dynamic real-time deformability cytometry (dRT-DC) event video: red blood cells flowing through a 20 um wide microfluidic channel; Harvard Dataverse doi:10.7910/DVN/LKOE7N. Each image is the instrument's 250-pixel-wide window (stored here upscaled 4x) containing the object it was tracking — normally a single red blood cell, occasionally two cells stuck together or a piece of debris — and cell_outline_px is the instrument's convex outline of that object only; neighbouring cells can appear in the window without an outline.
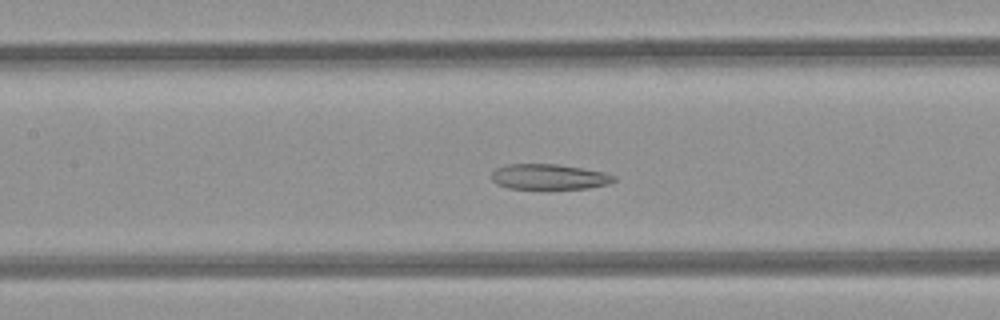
{"species": "common noctule bat (a hibernating species)", "species_latin": "Nyctalus noctula", "temperature_condition": "room temperature", "stored_images_in_passage": 47, "camera_frame_rate_fps": 3000, "um_per_image_px": 0.085, "animal": {"sex": "female", "body_mass_g": 21.9}, "frame": {"image": 1, "passage_image": 19, "time_ms": 6.0, "image_size_px": [1000, 320], "cell_outline_px": [[616, 180], [608, 184], [588, 188], [508, 188], [496, 184], [492, 180], [492, 172], [496, 168], [508, 164], [556, 164], [604, 172], [616, 176]], "centroid_in_image_um": [46.66, 15.02], "position_along_channel_um": 160.7, "area_um2": 17.92}}
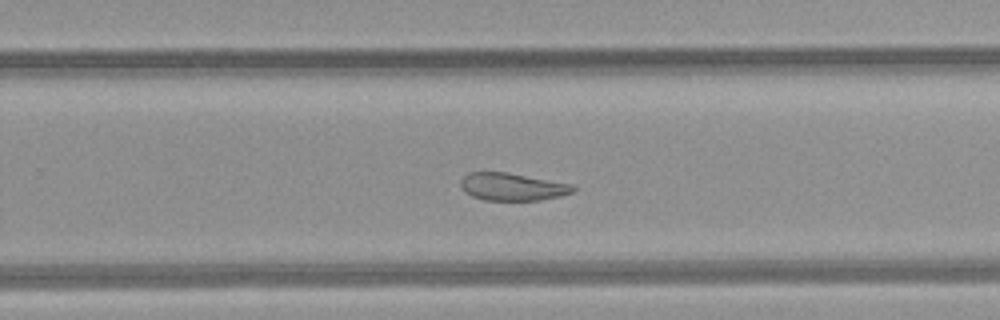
{"frame": {"image": 2, "passage_image": 28, "time_ms": 9.0, "image_size_px": [1000, 320], "cell_outline_px": [[576, 188], [572, 192], [560, 196], [540, 200], [484, 200], [472, 196], [464, 192], [460, 184], [460, 180], [468, 172], [508, 172], [572, 184]], "centroid_in_image_um": [43.52, 15.87], "position_along_channel_um": 286.3, "area_um2": 18.09}}
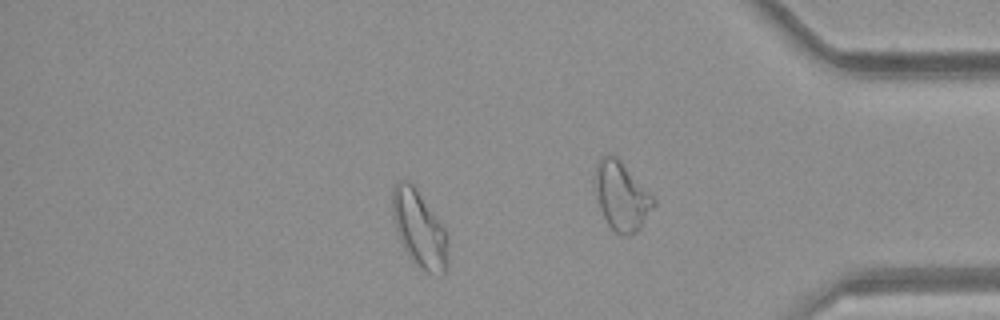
{"frame": {"image": 3, "passage_image": 39, "time_ms": 12.667, "image_size_px": [1000, 320], "cell_outline_px": [[448, 268], [444, 272], [432, 276], [416, 268], [408, 256], [396, 232], [392, 216], [392, 188], [396, 180], [412, 180], [444, 228], [448, 236]], "centroid_in_image_um": [35.63, 19.47], "position_along_channel_um": 399.6, "area_um2": 25.78}, "authors_computed_cell_mechanics": {"area_um2": 23.2356, "velocity_mm_per_s": 4.2017, "shape_relaxation_time_tau1_ms": null, "shape_relaxation_time_tau2_ms": 3.0425, "deformation_change_tau1": null, "deformation_change_tau2": 0.1025}}